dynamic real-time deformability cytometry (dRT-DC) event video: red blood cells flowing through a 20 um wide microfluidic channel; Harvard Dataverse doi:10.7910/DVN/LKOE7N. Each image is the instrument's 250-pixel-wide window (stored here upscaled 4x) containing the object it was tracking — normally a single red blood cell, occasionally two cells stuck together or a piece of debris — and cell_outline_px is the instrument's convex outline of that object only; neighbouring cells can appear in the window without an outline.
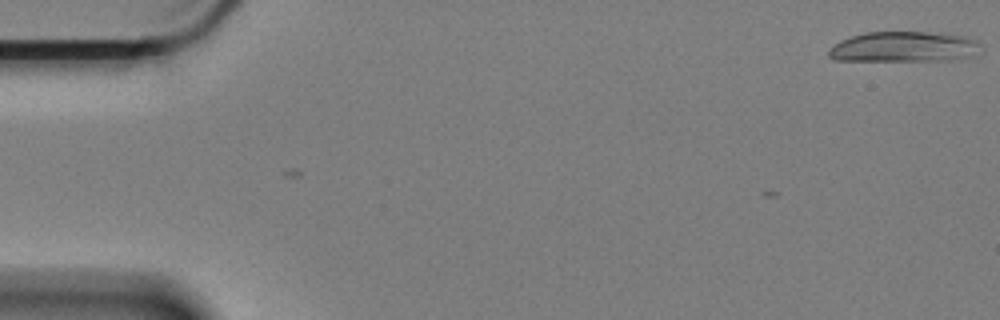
{"species": "Egyptian fruit bat (a non-hibernating species)", "species_latin": "Rousettus aegyptiacus", "temperature_condition": "cold", "stored_images_in_passage": 3, "camera_frame_rate_fps": 3000, "um_per_image_px": 0.085, "animal": {"sex": "female"}, "frame": {"image": 1, "passage_image": 1, "time_ms": 0.0, "image_size_px": [1000, 320], "cell_outline_px": [[980, 44], [976, 56], [956, 60], [832, 60], [828, 56], [828, 52], [840, 40], [864, 32], [940, 32], [968, 36], [976, 40]], "centroid_in_image_um": [76.91, 3.97], "position_along_channel_um": 8.1, "area_um2": 27.17}}